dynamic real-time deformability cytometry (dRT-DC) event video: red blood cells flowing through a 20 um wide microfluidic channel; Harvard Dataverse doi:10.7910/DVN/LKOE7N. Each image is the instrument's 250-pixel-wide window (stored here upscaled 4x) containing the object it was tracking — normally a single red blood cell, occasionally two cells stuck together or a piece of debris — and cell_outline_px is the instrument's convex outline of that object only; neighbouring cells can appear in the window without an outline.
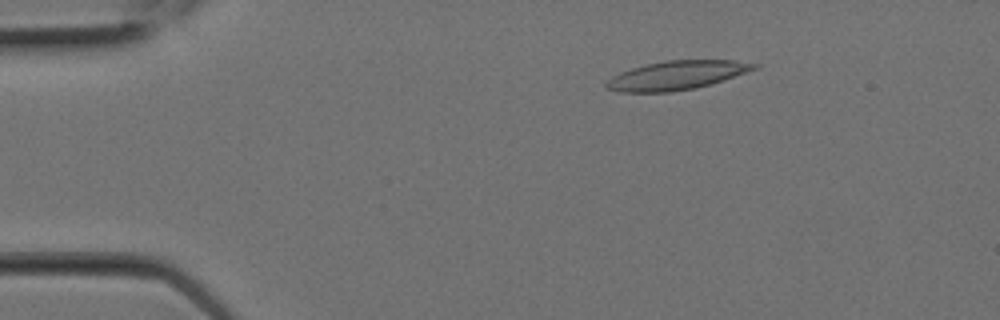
{"species": "Egyptian fruit bat (a non-hibernating species)", "species_latin": "Rousettus aegyptiacus", "temperature_condition": "room temperature", "stored_images_in_passage": 9, "camera_frame_rate_fps": 3000, "um_per_image_px": 0.085, "animal": {"sex": "female"}, "frame": {"image": 1, "passage_image": 4, "time_ms": 1.0, "image_size_px": [1000, 320], "cell_outline_px": [[760, 68], [724, 80], [696, 88], [672, 92], [620, 92], [604, 88], [604, 84], [612, 76], [620, 72], [644, 64], [664, 60], [732, 60], [760, 64]], "centroid_in_image_um": [57.52, 6.4], "position_along_channel_um": 27.5, "area_um2": 25.14}}
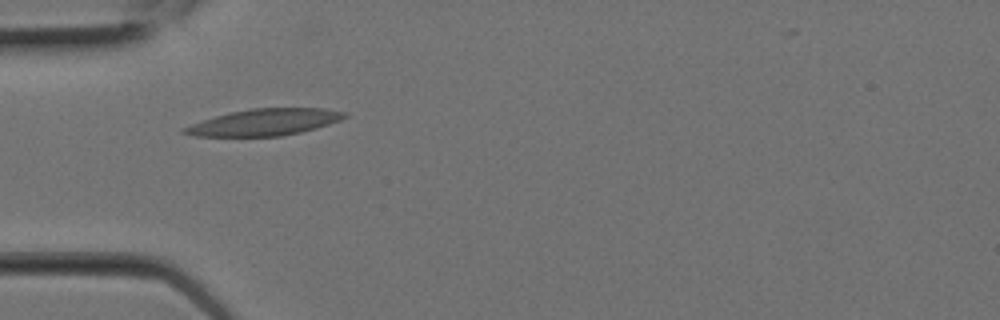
{"frame": {"image": 2, "passage_image": 7, "time_ms": 2.0, "image_size_px": [1000, 320], "cell_outline_px": [[348, 116], [340, 120], [316, 128], [300, 132], [280, 136], [192, 136], [180, 132], [180, 128], [216, 116], [232, 112], [252, 108], [324, 108], [348, 112]], "centroid_in_image_um": [22.49, 10.39], "position_along_channel_um": 62.5, "area_um2": 24.74}}